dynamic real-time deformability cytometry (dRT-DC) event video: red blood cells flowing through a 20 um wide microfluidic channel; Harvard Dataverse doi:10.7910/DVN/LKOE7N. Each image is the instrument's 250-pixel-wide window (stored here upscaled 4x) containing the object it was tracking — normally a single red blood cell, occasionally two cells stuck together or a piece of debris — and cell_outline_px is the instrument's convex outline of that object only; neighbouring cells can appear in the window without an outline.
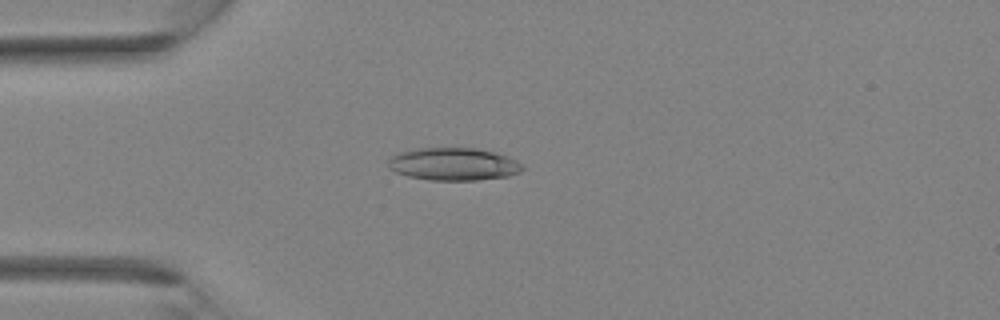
{"species": "Egyptian fruit bat (a non-hibernating species)", "species_latin": "Rousettus aegyptiacus", "temperature_condition": "room temperature", "stored_images_in_passage": 36, "camera_frame_rate_fps": 3000, "um_per_image_px": 0.085, "animal": {"sex": "female"}, "frame": {"image": 1, "passage_image": 10, "time_ms": 3.0, "image_size_px": [1000, 320], "cell_outline_px": [[524, 168], [520, 172], [508, 176], [476, 180], [428, 180], [408, 176], [396, 172], [388, 168], [388, 160], [392, 156], [400, 152], [416, 148], [476, 148], [496, 152], [508, 156], [516, 160]], "centroid_in_image_um": [38.54, 13.95], "position_along_channel_um": 46.5, "area_um2": 25.61}}
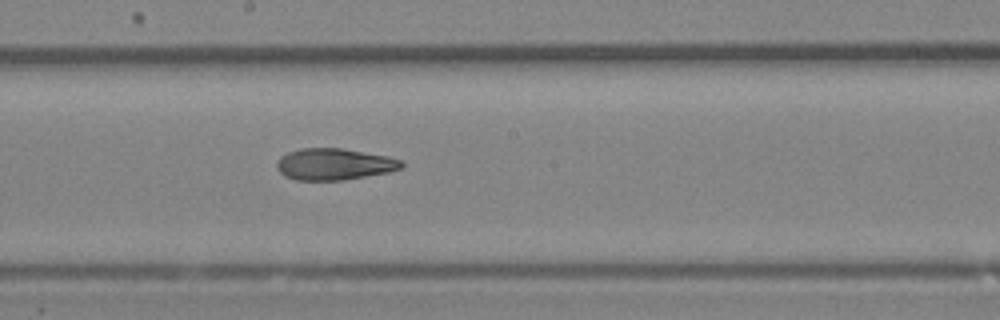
{"frame": {"image": 2, "passage_image": 20, "time_ms": 6.333, "image_size_px": [1000, 320], "cell_outline_px": [[404, 164], [400, 168], [388, 172], [344, 180], [296, 180], [284, 176], [276, 168], [276, 164], [280, 156], [288, 152], [300, 148], [344, 148], [388, 156], [404, 160]], "centroid_in_image_um": [28.4, 13.95], "position_along_channel_um": 219.8, "area_um2": 23.12}}
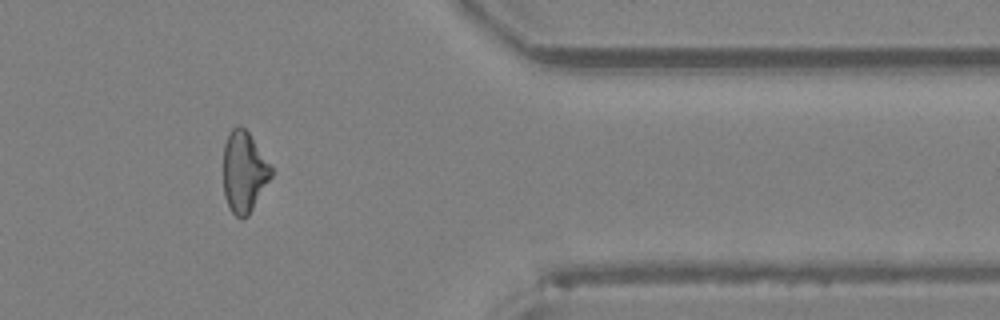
{"frame": {"image": 3, "passage_image": 30, "time_ms": 9.667, "image_size_px": [1000, 320], "cell_outline_px": [[272, 176], [248, 216], [240, 220], [232, 212], [224, 196], [224, 144], [232, 128], [240, 124], [248, 132], [272, 164]], "centroid_in_image_um": [20.76, 14.61], "position_along_channel_um": 390.6, "area_um2": 22.66}}